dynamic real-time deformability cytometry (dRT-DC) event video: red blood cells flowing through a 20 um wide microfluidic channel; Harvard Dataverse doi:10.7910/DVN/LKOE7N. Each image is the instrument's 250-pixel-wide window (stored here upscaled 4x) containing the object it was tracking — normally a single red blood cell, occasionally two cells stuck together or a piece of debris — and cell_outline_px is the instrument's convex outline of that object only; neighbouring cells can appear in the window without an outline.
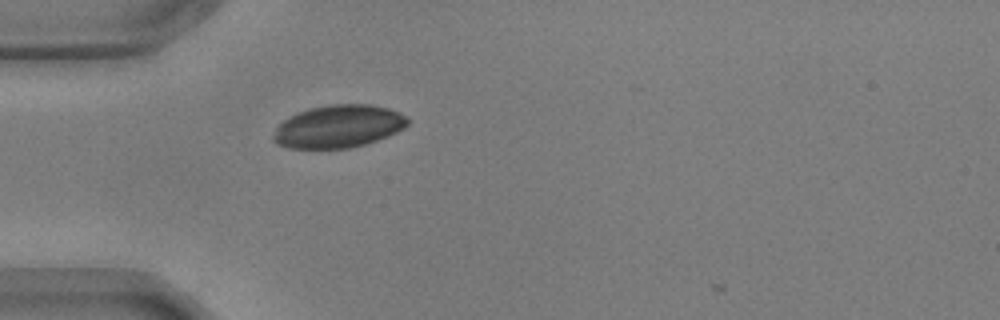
{"species": "common noctule bat (a hibernating species)", "species_latin": "Nyctalus noctula", "temperature_condition": "warm", "stored_images_in_passage": 3, "camera_frame_rate_fps": 3000, "um_per_image_px": 0.085, "animal": {"sex": "male", "body_mass_g": 17.9, "forearm_length_mm": 54.2}, "frame": {"image": 1, "passage_image": 2, "time_ms": 0.333, "image_size_px": [1000, 320], "cell_outline_px": [[408, 124], [404, 128], [388, 136], [364, 144], [348, 148], [288, 148], [276, 144], [272, 140], [272, 136], [276, 128], [288, 116], [296, 112], [308, 108], [332, 104], [372, 104], [388, 108], [400, 112], [408, 120]], "centroid_in_image_um": [28.74, 10.73], "position_along_channel_um": 56.3, "area_um2": 33.52}}